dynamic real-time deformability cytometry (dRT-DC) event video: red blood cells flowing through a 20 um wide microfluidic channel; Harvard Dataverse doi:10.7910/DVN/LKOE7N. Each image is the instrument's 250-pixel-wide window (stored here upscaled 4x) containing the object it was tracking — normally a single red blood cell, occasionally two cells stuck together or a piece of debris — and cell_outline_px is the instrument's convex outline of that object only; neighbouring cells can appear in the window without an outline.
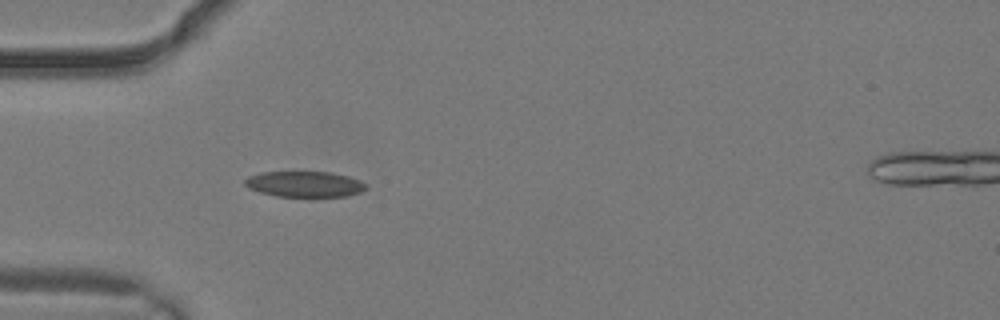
{"species": "common noctule bat (a hibernating species)", "species_latin": "Nyctalus noctula", "temperature_condition": "warm", "stored_images_in_passage": 2, "camera_frame_rate_fps": 3000, "um_per_image_px": 0.085, "animal": {"sex": "male", "body_mass_g": 19.2, "forearm_length_mm": 51.8}, "frame": {"image": 1, "passage_image": 1, "time_ms": 0.0, "image_size_px": [1000, 320], "cell_outline_px": [[368, 188], [360, 192], [348, 196], [276, 196], [260, 192], [248, 188], [244, 184], [244, 180], [248, 176], [260, 172], [332, 172], [348, 176], [360, 180]], "centroid_in_image_um": [25.87, 15.64], "position_along_channel_um": 59.1, "area_um2": 18.15}}